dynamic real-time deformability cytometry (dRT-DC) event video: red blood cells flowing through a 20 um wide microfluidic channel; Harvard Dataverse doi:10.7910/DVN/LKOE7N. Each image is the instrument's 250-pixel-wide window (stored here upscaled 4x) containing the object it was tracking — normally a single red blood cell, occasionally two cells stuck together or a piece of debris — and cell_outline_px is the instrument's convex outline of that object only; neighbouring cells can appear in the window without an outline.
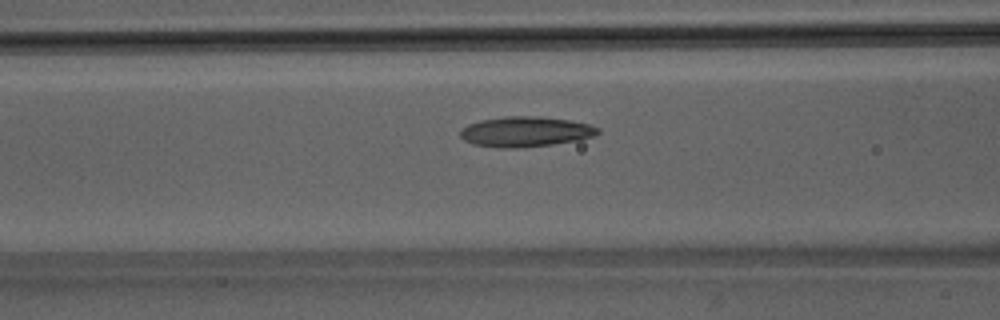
{"species": "Egyptian fruit bat (a non-hibernating species)", "species_latin": "Rousettus aegyptiacus", "temperature_condition": "room temperature", "stored_images_in_passage": 40, "camera_frame_rate_fps": 3000, "um_per_image_px": 0.085, "animal": {"sex": "male"}, "frame": {"image": 1, "passage_image": 9, "time_ms": 2.667, "image_size_px": [1000, 320], "cell_outline_px": [[600, 132], [592, 136], [576, 140], [552, 144], [516, 148], [496, 148], [472, 144], [464, 140], [460, 136], [460, 128], [468, 124], [480, 120], [504, 116], [540, 116], [568, 120], [588, 124], [600, 128]], "centroid_in_image_um": [44.6, 11.19], "position_along_channel_um": 122.0, "area_um2": 24.28}}
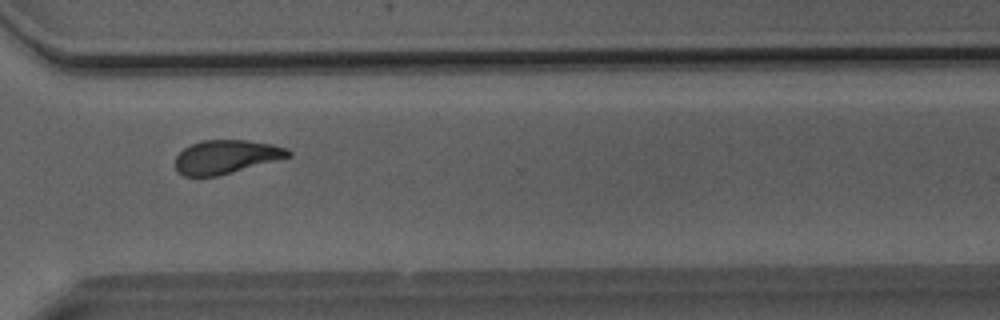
{"frame": {"image": 2, "passage_image": 26, "time_ms": 8.333, "image_size_px": [1000, 320], "cell_outline_px": [[292, 156], [216, 176], [184, 176], [176, 172], [176, 156], [184, 148], [200, 140], [248, 140], [272, 144], [288, 148], [292, 152]], "centroid_in_image_um": [19.22, 13.32], "position_along_channel_um": 351.4, "area_um2": 22.08}}
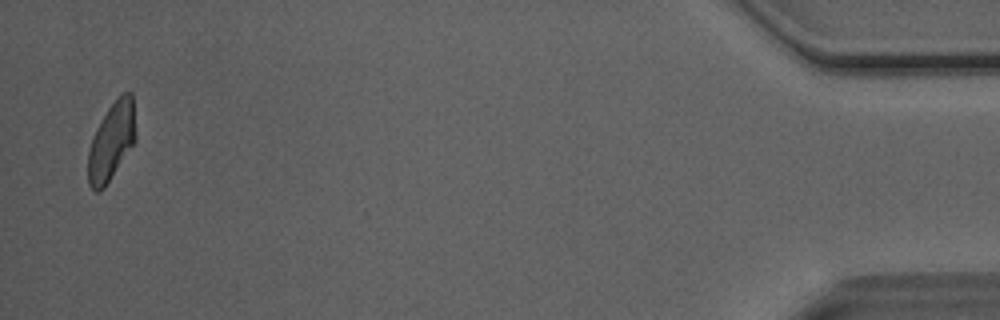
{"frame": {"image": 3, "passage_image": 38, "time_ms": 12.333, "image_size_px": [1000, 320], "cell_outline_px": [[136, 140], [104, 188], [100, 192], [96, 192], [88, 184], [88, 152], [92, 136], [100, 120], [108, 108], [124, 92], [132, 92], [136, 136]], "centroid_in_image_um": [9.47, 12.03], "position_along_channel_um": 425.7, "area_um2": 21.5}}